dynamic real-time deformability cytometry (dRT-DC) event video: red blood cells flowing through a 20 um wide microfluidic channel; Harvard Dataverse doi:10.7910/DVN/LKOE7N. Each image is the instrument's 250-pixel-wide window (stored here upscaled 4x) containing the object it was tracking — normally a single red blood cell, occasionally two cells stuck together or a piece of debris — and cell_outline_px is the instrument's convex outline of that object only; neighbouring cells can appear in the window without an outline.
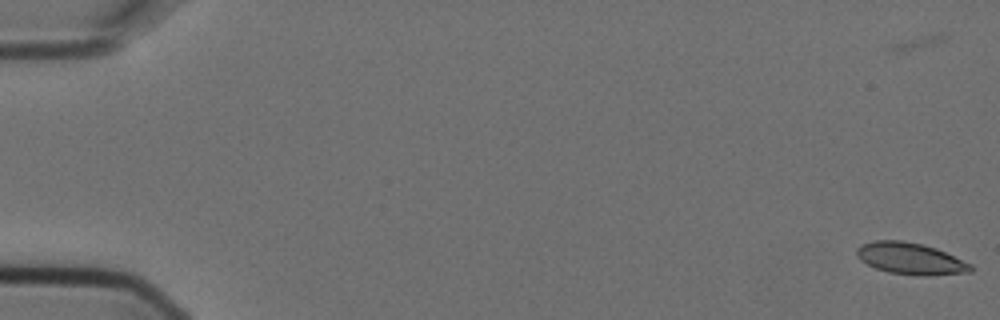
{"species": "Egyptian fruit bat (a non-hibernating species)", "species_latin": "Rousettus aegyptiacus", "temperature_condition": "cold", "stored_images_in_passage": 8, "camera_frame_rate_fps": 3000, "um_per_image_px": 0.085, "animal": {"sex": "female"}, "frame": {"image": 1, "passage_image": 1, "time_ms": 0.0, "image_size_px": [1000, 320], "cell_outline_px": [[972, 272], [924, 276], [920, 276], [888, 272], [876, 268], [860, 260], [856, 256], [856, 248], [860, 244], [876, 240], [900, 240], [920, 244], [936, 248], [972, 264]], "centroid_in_image_um": [77.37, 21.98], "position_along_channel_um": 7.6, "area_um2": 21.04}}
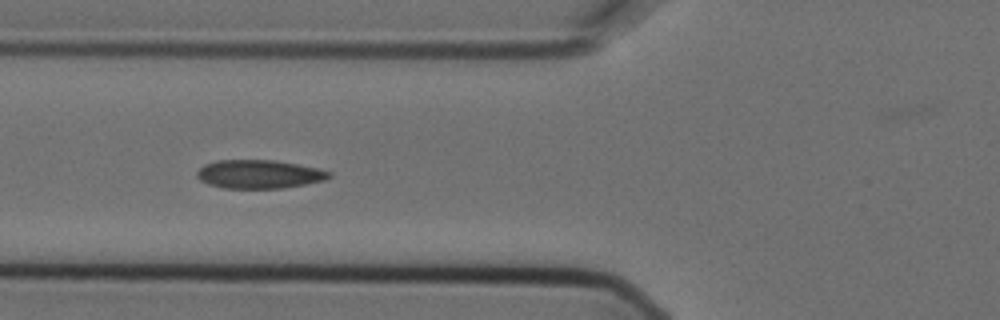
{"frame": {"image": 2, "passage_image": 7, "time_ms": 2.0, "image_size_px": [1000, 320], "cell_outline_px": [[332, 176], [324, 180], [304, 184], [280, 188], [224, 188], [208, 184], [200, 180], [196, 176], [196, 172], [204, 164], [216, 160], [272, 160], [320, 168], [332, 172]], "centroid_in_image_um": [22.01, 14.8], "position_along_channel_um": 103.8, "area_um2": 21.96}}
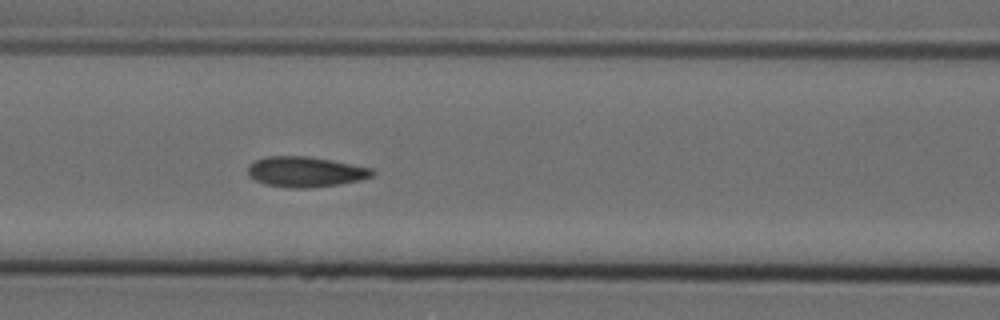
{"frame": {"image": 3, "passage_image": 8, "time_ms": 2.333, "image_size_px": [1000, 320], "cell_outline_px": [[376, 172], [372, 176], [360, 180], [340, 184], [308, 188], [288, 188], [264, 184], [248, 176], [248, 164], [256, 160], [268, 156], [308, 156], [332, 160], [376, 168]], "centroid_in_image_um": [26.0, 14.6], "position_along_channel_um": 140.6, "area_um2": 22.31}}